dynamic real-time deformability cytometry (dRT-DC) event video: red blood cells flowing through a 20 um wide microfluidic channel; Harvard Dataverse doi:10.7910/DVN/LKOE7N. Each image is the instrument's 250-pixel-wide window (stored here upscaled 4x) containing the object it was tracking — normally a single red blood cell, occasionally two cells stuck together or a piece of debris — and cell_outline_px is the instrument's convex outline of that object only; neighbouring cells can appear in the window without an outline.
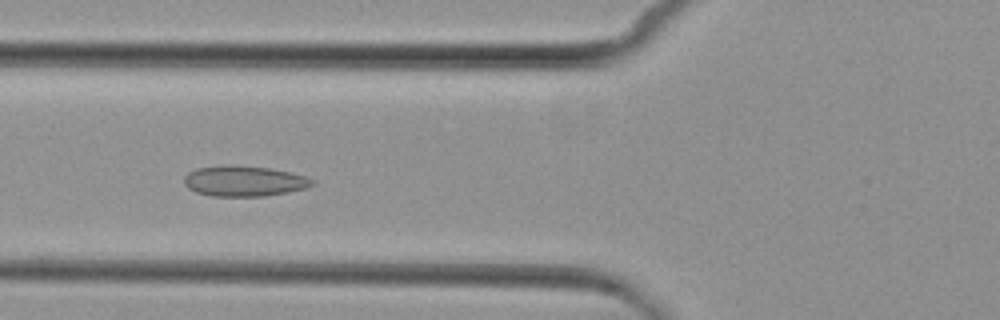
{"species": "common noctule bat (a hibernating species)", "species_latin": "Nyctalus noctula", "temperature_condition": "cold", "stored_images_in_passage": 7, "camera_frame_rate_fps": 3000, "um_per_image_px": 0.085, "animal": {"sex": "female", "body_mass_g": 29.2, "forearm_length_mm": 56.3}, "frame": {"image": 1, "passage_image": 3, "time_ms": 2.667, "image_size_px": [1000, 320], "cell_outline_px": [[316, 184], [308, 188], [288, 192], [264, 196], [212, 196], [196, 192], [188, 188], [184, 184], [184, 176], [188, 172], [196, 168], [228, 164], [232, 164], [272, 168], [304, 176], [316, 180]], "centroid_in_image_um": [20.76, 15.38], "position_along_channel_um": 105.0, "area_um2": 23.12}}
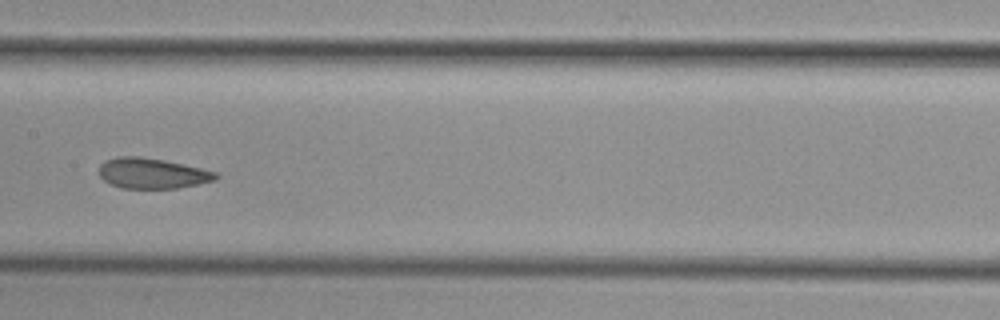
{"frame": {"image": 2, "passage_image": 5, "time_ms": 5.0, "image_size_px": [1000, 320], "cell_outline_px": [[220, 176], [216, 180], [176, 188], [120, 188], [104, 180], [100, 176], [100, 164], [104, 160], [116, 156], [140, 156], [164, 160], [184, 164], [216, 172]], "centroid_in_image_um": [12.92, 14.72], "position_along_channel_um": 194.5, "area_um2": 20.69}}
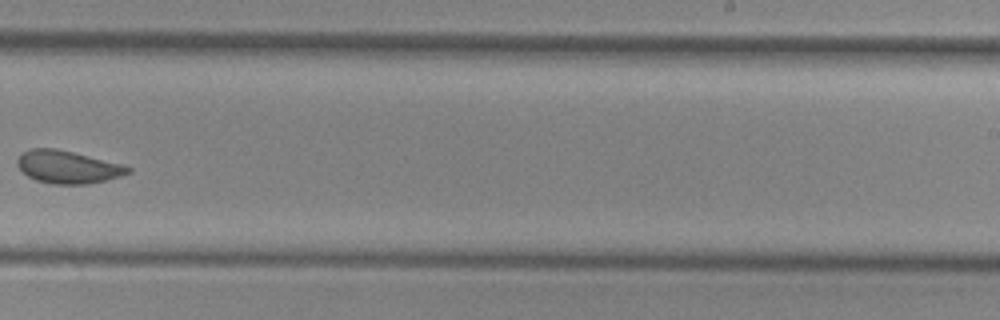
{"frame": {"image": 3, "passage_image": 7, "time_ms": 7.333, "image_size_px": [1000, 320], "cell_outline_px": [[132, 172], [108, 180], [88, 184], [52, 184], [36, 180], [28, 176], [16, 164], [16, 160], [28, 148], [56, 148], [120, 164], [132, 168]], "centroid_in_image_um": [5.75, 14.2], "position_along_channel_um": 283.2, "area_um2": 20.92}}